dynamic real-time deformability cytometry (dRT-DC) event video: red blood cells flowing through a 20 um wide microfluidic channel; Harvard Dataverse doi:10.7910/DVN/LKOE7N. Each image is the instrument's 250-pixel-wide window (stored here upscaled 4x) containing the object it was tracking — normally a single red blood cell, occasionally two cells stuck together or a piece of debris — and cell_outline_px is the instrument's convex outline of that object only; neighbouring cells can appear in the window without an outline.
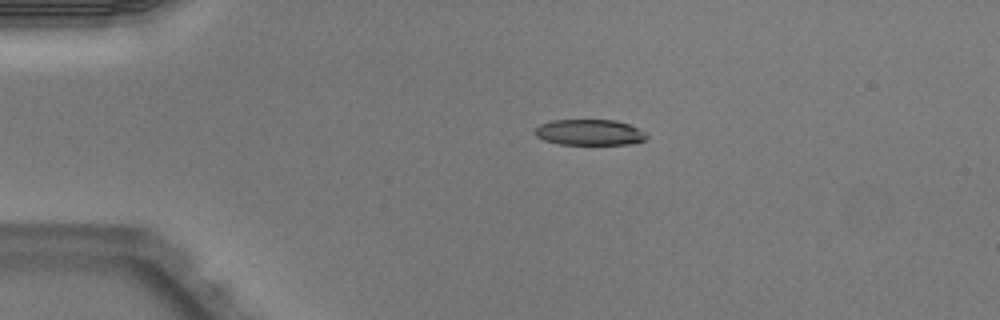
{"species": "Egyptian fruit bat (a non-hibernating species)", "species_latin": "Rousettus aegyptiacus", "temperature_condition": "warm", "stored_images_in_passage": 2, "camera_frame_rate_fps": 3000, "um_per_image_px": 0.085, "animal": {"sex": "male"}, "frame": {"image": 1, "passage_image": 1, "time_ms": 0.0, "image_size_px": [1000, 320], "cell_outline_px": [[648, 136], [644, 140], [628, 144], [560, 144], [544, 140], [536, 136], [536, 128], [540, 124], [552, 120], [616, 120], [628, 124], [644, 132]], "centroid_in_image_um": [50.1, 11.24], "position_along_channel_um": 34.9, "area_um2": 16.59}}